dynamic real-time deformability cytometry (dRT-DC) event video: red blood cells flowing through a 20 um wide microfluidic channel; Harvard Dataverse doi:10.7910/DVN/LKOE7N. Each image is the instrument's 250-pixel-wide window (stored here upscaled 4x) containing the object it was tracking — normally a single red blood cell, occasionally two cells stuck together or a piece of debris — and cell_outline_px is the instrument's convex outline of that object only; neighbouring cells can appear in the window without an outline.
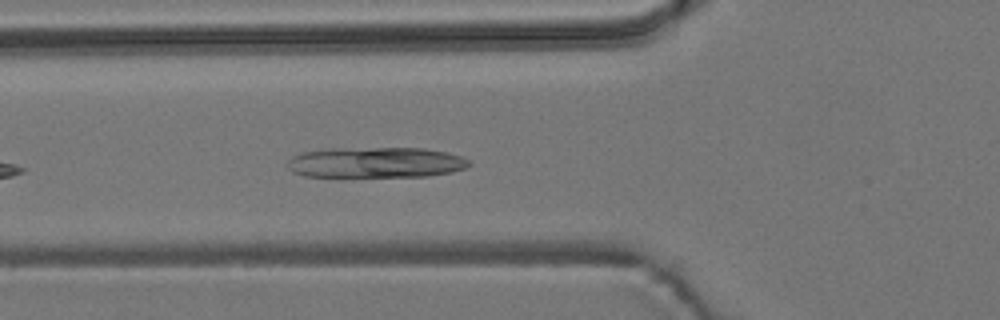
{"species": "common noctule bat (a hibernating species)", "species_latin": "Nyctalus noctula", "temperature_condition": "room temperature", "stored_images_in_passage": 5, "camera_frame_rate_fps": 3000, "um_per_image_px": 0.085, "animal": {"sex": "male", "body_mass_g": 19.2, "forearm_length_mm": 51.8}, "frame": {"image": 1, "passage_image": 5, "time_ms": 6.0, "image_size_px": [1000, 320], "cell_outline_px": [[472, 164], [468, 168], [452, 172], [428, 176], [304, 176], [292, 172], [288, 168], [288, 160], [292, 156], [300, 152], [328, 148], [424, 148], [444, 152], [460, 156], [468, 160]], "centroid_in_image_um": [31.93, 13.8], "position_along_channel_um": 93.9, "area_um2": 32.54}}